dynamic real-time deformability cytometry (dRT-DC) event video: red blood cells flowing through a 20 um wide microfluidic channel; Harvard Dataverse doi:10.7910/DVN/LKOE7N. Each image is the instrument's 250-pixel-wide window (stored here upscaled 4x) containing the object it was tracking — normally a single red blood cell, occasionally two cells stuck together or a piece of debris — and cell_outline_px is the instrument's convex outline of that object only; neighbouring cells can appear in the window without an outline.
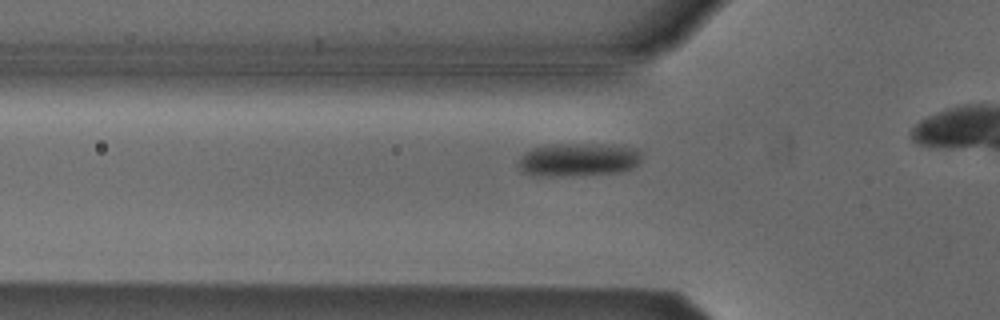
{"species": "Egyptian fruit bat (a non-hibernating species)", "species_latin": "Rousettus aegyptiacus", "temperature_condition": "cold", "stored_images_in_passage": 15, "camera_frame_rate_fps": 3000, "um_per_image_px": 0.085, "animal": {"sex": "male"}, "frame": {"image": 1, "passage_image": 9, "time_ms": 2.667, "image_size_px": [1000, 320], "cell_outline_px": [[640, 164], [632, 168], [620, 172], [580, 176], [532, 176], [520, 172], [516, 168], [516, 164], [520, 156], [524, 152], [532, 148], [552, 144], [600, 144], [636, 148], [640, 152]], "centroid_in_image_um": [49.07, 13.6], "position_along_channel_um": 76.7, "area_um2": 24.57}}
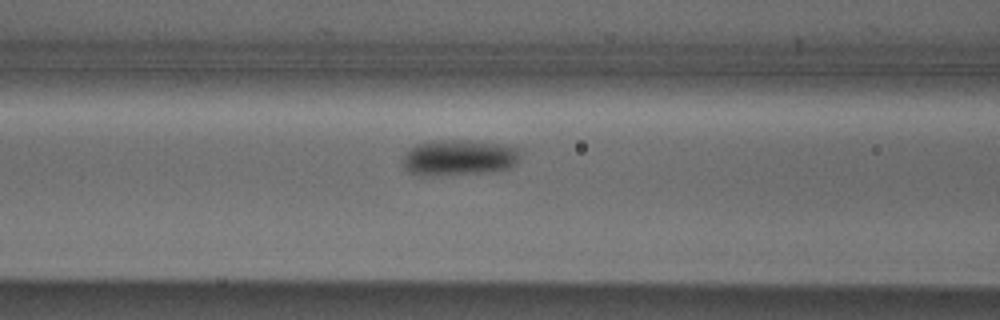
{"frame": {"image": 2, "passage_image": 13, "time_ms": 4.0, "image_size_px": [1000, 320], "cell_outline_px": [[520, 156], [516, 164], [512, 168], [488, 172], [432, 176], [420, 176], [408, 172], [404, 168], [404, 156], [416, 144], [440, 140], [468, 140], [504, 144], [520, 148]], "centroid_in_image_um": [39.06, 13.41], "position_along_channel_um": 127.5, "area_um2": 24.8}}